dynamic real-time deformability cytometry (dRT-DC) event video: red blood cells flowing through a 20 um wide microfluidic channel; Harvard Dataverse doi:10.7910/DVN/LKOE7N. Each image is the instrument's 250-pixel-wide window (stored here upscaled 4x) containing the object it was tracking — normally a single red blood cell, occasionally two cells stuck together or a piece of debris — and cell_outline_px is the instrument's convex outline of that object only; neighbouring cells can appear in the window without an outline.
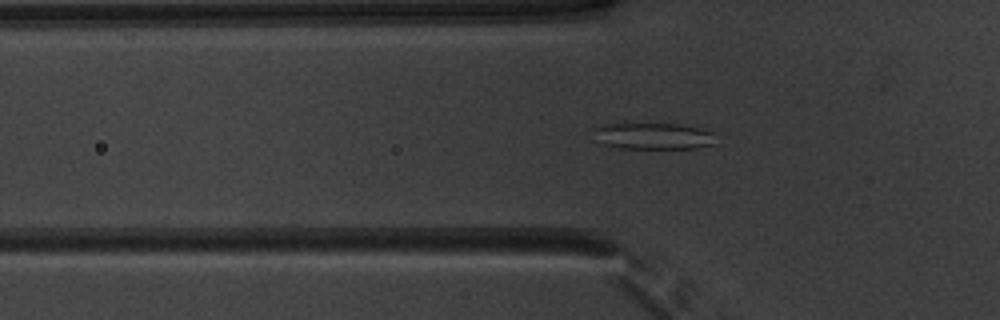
{"species": "common noctule bat (a hibernating species)", "species_latin": "Nyctalus noctula", "temperature_condition": "warm", "stored_images_in_passage": 52, "camera_frame_rate_fps": 3000, "um_per_image_px": 0.085, "animal": {"sex": "male", "body_mass_g": 20.1, "forearm_length_mm": 53.5}, "frame": {"image": 1, "passage_image": 18, "time_ms": 5.667, "image_size_px": [1000, 320], "cell_outline_px": [[716, 144], [696, 148], [620, 148], [600, 144], [592, 128], [604, 124], [624, 120], [680, 124], [700, 128], [712, 132]], "centroid_in_image_um": [55.44, 11.5], "position_along_channel_um": 70.4, "area_um2": 19.94}}
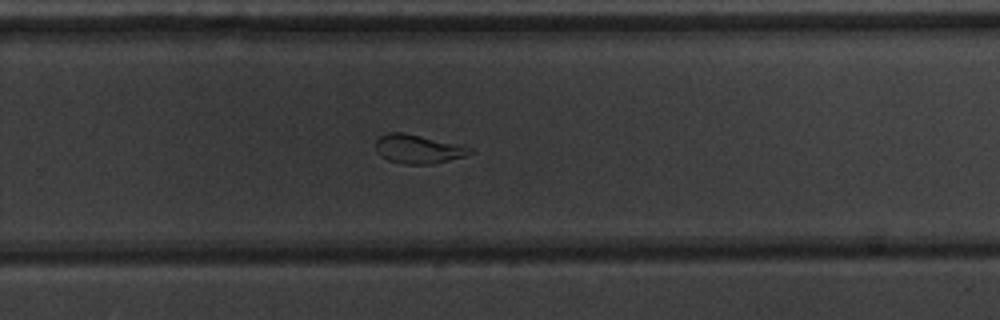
{"frame": {"image": 2, "passage_image": 35, "time_ms": 11.333, "image_size_px": [1000, 320], "cell_outline_px": [[476, 152], [464, 156], [432, 164], [400, 164], [388, 160], [380, 156], [376, 152], [376, 140], [380, 136], [388, 132], [404, 132], [460, 144], [472, 148]], "centroid_in_image_um": [35.54, 12.66], "position_along_channel_um": 294.3, "area_um2": 16.07}}
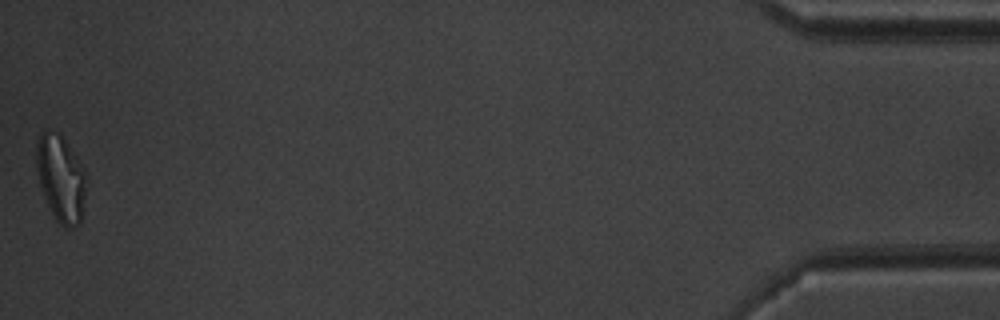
{"frame": {"image": 3, "passage_image": 52, "time_ms": 17.0, "image_size_px": [1000, 320], "cell_outline_px": [[84, 192], [80, 224], [72, 228], [64, 228], [56, 220], [48, 204], [40, 184], [36, 164], [36, 148], [40, 136], [48, 128], [56, 132], [64, 140], [84, 172]], "centroid_in_image_um": [5.13, 15.2], "position_along_channel_um": 430.1, "area_um2": 24.04}, "authors_computed_cell_mechanics": {"area_um2": 20.2878, "velocity_mm_per_s": 3.9549, "shape_relaxation_time_tau1_ms": 8.6241, "shape_relaxation_time_tau2_ms": 1.5283, "deformation_change_tau1": 0.2129, "deformation_change_tau2": 0.0708}}